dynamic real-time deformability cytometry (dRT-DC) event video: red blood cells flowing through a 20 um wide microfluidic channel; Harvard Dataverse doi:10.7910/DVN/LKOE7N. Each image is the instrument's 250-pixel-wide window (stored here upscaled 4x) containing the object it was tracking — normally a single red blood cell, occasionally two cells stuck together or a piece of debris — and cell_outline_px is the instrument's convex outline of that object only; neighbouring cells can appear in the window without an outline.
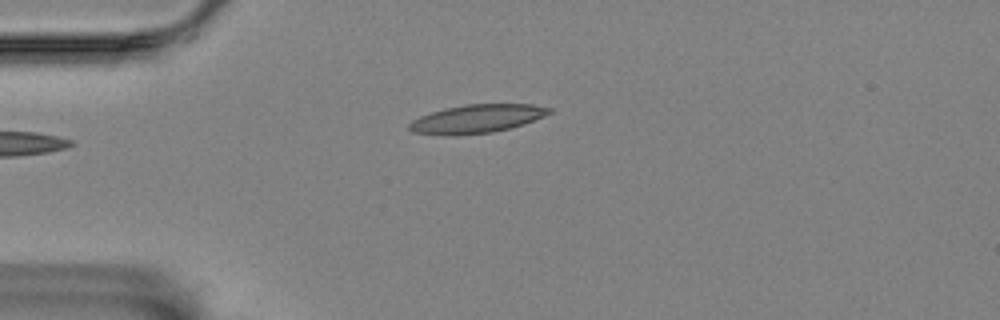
{"species": "Egyptian fruit bat (a non-hibernating species)", "species_latin": "Rousettus aegyptiacus", "temperature_condition": "room temperature", "stored_images_in_passage": 1, "camera_frame_rate_fps": 3000, "um_per_image_px": 0.085, "animal": {"sex": "female"}, "frame": {"image": 1, "passage_image": 1, "time_ms": 0.0, "image_size_px": [1000, 320], "cell_outline_px": [[552, 112], [544, 116], [508, 128], [492, 132], [448, 136], [412, 132], [408, 128], [408, 124], [412, 120], [420, 116], [444, 108], [464, 104], [532, 104], [552, 108]], "centroid_in_image_um": [40.48, 10.09], "position_along_channel_um": 44.5, "area_um2": 23.06}}